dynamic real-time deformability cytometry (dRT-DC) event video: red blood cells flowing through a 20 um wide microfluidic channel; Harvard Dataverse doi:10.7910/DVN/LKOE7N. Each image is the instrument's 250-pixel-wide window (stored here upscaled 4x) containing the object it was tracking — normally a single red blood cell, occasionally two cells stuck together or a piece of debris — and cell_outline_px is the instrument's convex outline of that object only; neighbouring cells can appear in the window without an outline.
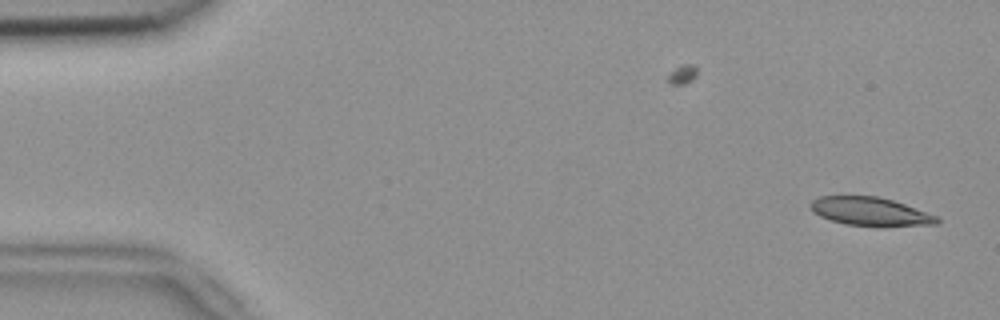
{"species": "common noctule bat (a hibernating species)", "species_latin": "Nyctalus noctula", "temperature_condition": "room temperature", "stored_images_in_passage": 51, "camera_frame_rate_fps": 3000, "um_per_image_px": 0.085, "animal": {"sex": "female", "body_mass_g": 18.4}, "frame": {"image": 1, "passage_image": 1, "time_ms": 0.0, "image_size_px": [1000, 320], "cell_outline_px": [[940, 220], [936, 224], [880, 228], [844, 224], [820, 216], [812, 212], [808, 204], [812, 200], [820, 196], [880, 196], [940, 216]], "centroid_in_image_um": [74.0, 18.0], "position_along_channel_um": 11.0, "area_um2": 21.62}}
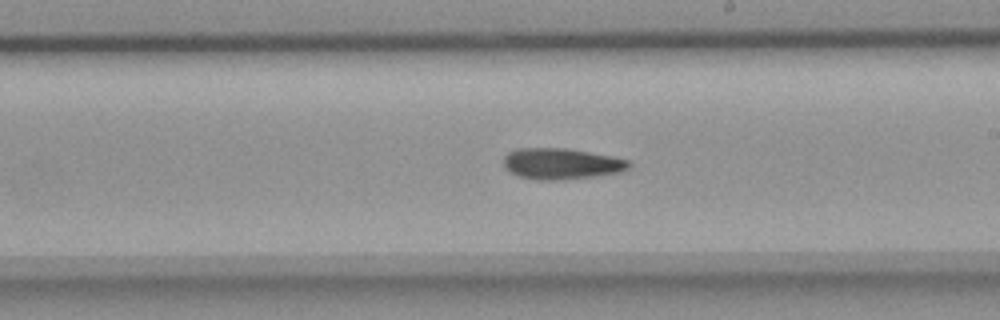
{"frame": {"image": 2, "passage_image": 29, "time_ms": 9.333, "image_size_px": [1000, 320], "cell_outline_px": [[632, 168], [624, 172], [596, 176], [564, 180], [536, 180], [520, 176], [508, 172], [504, 164], [504, 156], [508, 152], [516, 148], [564, 148], [612, 156], [632, 160]], "centroid_in_image_um": [47.78, 13.93], "position_along_channel_um": 241.2, "area_um2": 23.12}}
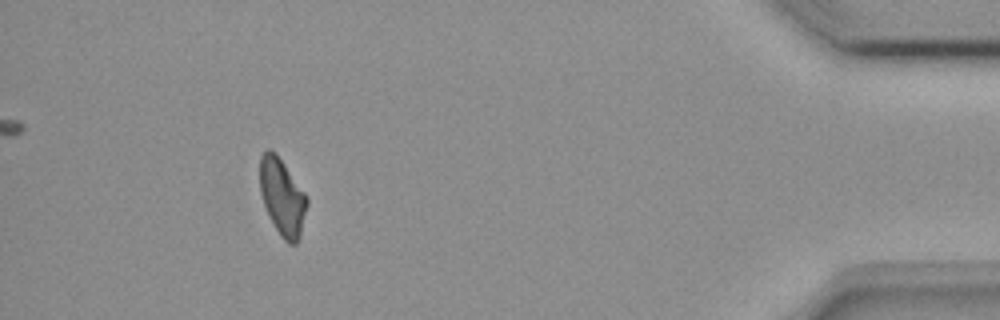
{"frame": {"image": 3, "passage_image": 47, "time_ms": 15.333, "image_size_px": [1000, 320], "cell_outline_px": [[308, 204], [300, 236], [296, 244], [288, 244], [280, 236], [264, 204], [260, 192], [260, 156], [268, 148], [276, 152], [308, 196]], "centroid_in_image_um": [24.01, 16.73], "position_along_channel_um": 411.2, "area_um2": 21.1}}